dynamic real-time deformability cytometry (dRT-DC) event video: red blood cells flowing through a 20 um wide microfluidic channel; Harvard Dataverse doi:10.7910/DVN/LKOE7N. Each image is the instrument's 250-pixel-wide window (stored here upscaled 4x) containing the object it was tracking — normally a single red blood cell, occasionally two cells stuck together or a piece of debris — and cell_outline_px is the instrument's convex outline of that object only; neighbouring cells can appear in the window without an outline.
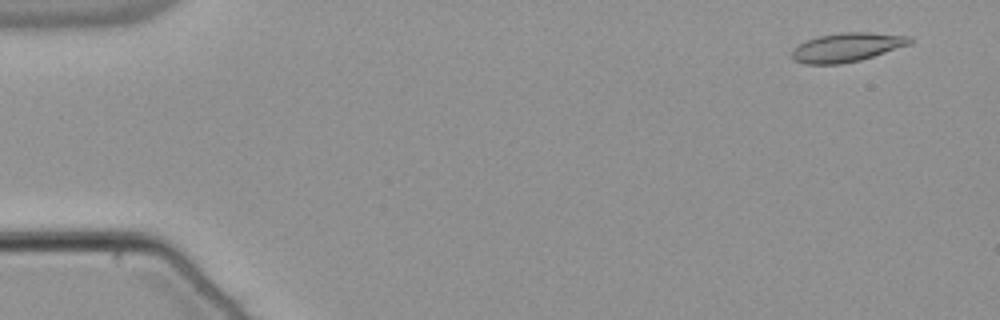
{"species": "common noctule bat (a hibernating species)", "species_latin": "Nyctalus noctula", "temperature_condition": "warm", "stored_images_in_passage": 55, "camera_frame_rate_fps": 3000, "um_per_image_px": 0.085, "animal": {"sex": "male", "body_mass_g": 21.5, "forearm_length_mm": 52.0}, "frame": {"image": 1, "passage_image": 4, "time_ms": 1.0, "image_size_px": [1000, 320], "cell_outline_px": [[912, 44], [860, 60], [840, 64], [804, 64], [792, 60], [792, 48], [808, 40], [820, 36], [840, 32], [868, 32], [912, 36]], "centroid_in_image_um": [72.0, 4.02], "position_along_channel_um": 13.0, "area_um2": 19.94}}
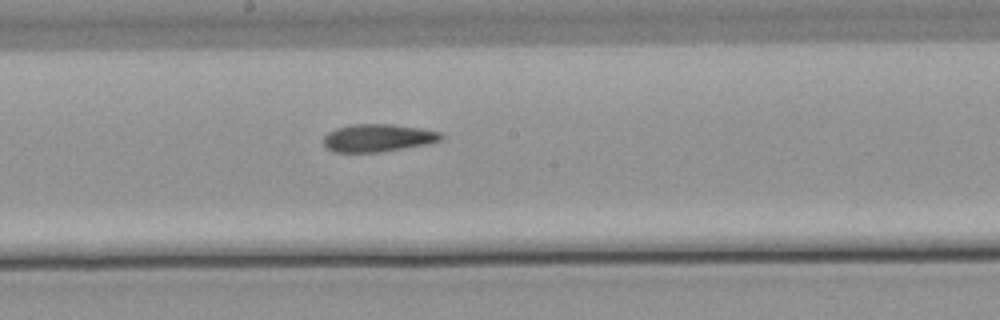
{"frame": {"image": 2, "passage_image": 30, "time_ms": 9.667, "image_size_px": [1000, 320], "cell_outline_px": [[444, 136], [440, 140], [428, 144], [384, 152], [332, 152], [324, 148], [320, 140], [328, 132], [336, 128], [352, 124], [392, 124], [420, 128], [440, 132]], "centroid_in_image_um": [32.06, 11.73], "position_along_channel_um": 216.1, "area_um2": 19.36}}
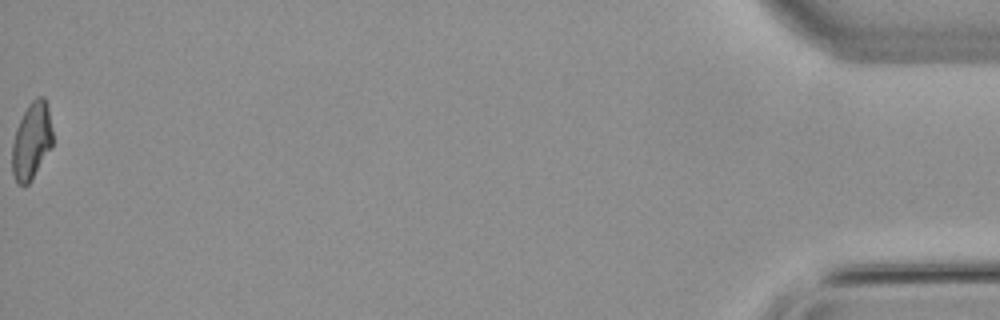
{"frame": {"image": 3, "passage_image": 55, "time_ms": 18.0, "image_size_px": [1000, 320], "cell_outline_px": [[52, 144], [32, 180], [28, 184], [16, 184], [12, 172], [12, 144], [16, 128], [28, 104], [36, 96], [44, 96], [48, 108], [52, 132]], "centroid_in_image_um": [2.66, 11.97], "position_along_channel_um": 432.5, "area_um2": 18.03}, "authors_computed_cell_mechanics": {"area_um2": 19.0162, "velocity_mm_per_s": 3.8081, "shape_relaxation_time_tau1_ms": null, "shape_relaxation_time_tau2_ms": 5.5047, "deformation_change_tau1": null, "deformation_change_tau2": 0.1483}}